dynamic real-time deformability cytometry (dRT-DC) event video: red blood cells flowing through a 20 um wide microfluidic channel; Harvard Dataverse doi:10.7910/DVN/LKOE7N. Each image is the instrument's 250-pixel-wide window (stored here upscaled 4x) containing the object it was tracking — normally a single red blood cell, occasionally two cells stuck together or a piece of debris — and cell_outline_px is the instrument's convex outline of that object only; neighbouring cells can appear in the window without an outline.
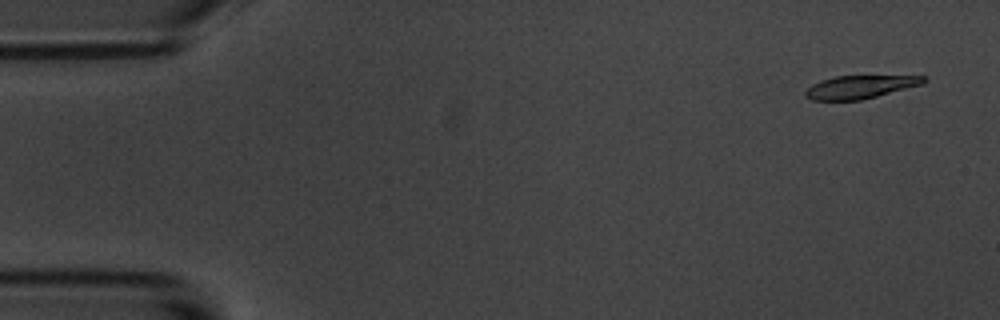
{"species": "common noctule bat (a hibernating species)", "species_latin": "Nyctalus noctula", "temperature_condition": "room temperature", "stored_images_in_passage": 7, "camera_frame_rate_fps": 3000, "um_per_image_px": 0.085, "animal": {"sex": "male", "body_mass_g": 20.1, "forearm_length_mm": 53.5}, "frame": {"image": 1, "passage_image": 1, "time_ms": 0.0, "image_size_px": [1000, 320], "cell_outline_px": [[928, 80], [924, 84], [860, 100], [812, 100], [804, 96], [804, 92], [812, 84], [820, 80], [836, 76], [928, 76]], "centroid_in_image_um": [73.11, 7.38], "position_along_channel_um": 11.9, "area_um2": 15.9}}
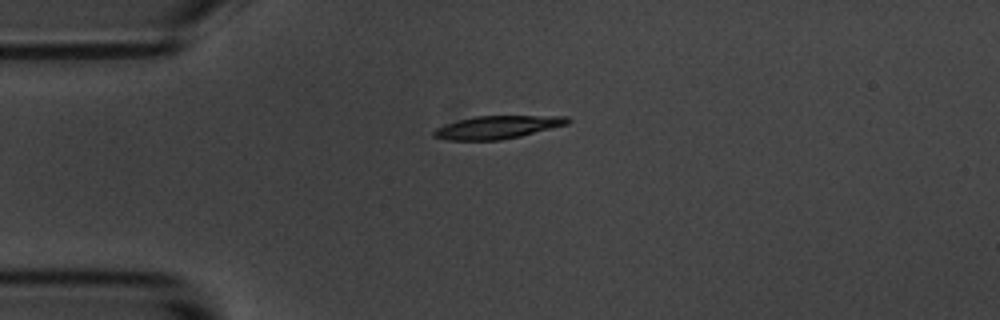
{"frame": {"image": 2, "passage_image": 4, "time_ms": 3.667, "image_size_px": [1000, 320], "cell_outline_px": [[572, 120], [568, 124], [520, 136], [500, 140], [444, 140], [432, 136], [432, 132], [436, 128], [460, 120], [476, 116], [568, 116]], "centroid_in_image_um": [42.29, 10.82], "position_along_channel_um": 42.7, "area_um2": 17.74}}
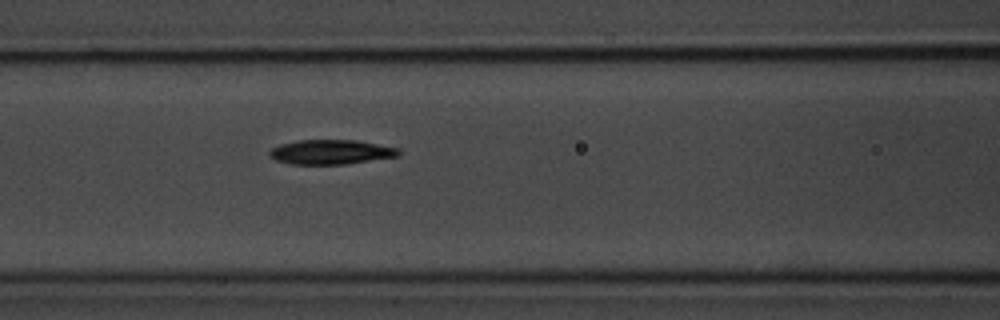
{"frame": {"image": 3, "passage_image": 7, "time_ms": 7.0, "image_size_px": [1000, 320], "cell_outline_px": [[400, 156], [344, 164], [292, 164], [276, 160], [268, 156], [268, 152], [272, 148], [280, 144], [300, 140], [356, 140], [400, 148]], "centroid_in_image_um": [28.13, 12.92], "position_along_channel_um": 138.5, "area_um2": 18.5}}